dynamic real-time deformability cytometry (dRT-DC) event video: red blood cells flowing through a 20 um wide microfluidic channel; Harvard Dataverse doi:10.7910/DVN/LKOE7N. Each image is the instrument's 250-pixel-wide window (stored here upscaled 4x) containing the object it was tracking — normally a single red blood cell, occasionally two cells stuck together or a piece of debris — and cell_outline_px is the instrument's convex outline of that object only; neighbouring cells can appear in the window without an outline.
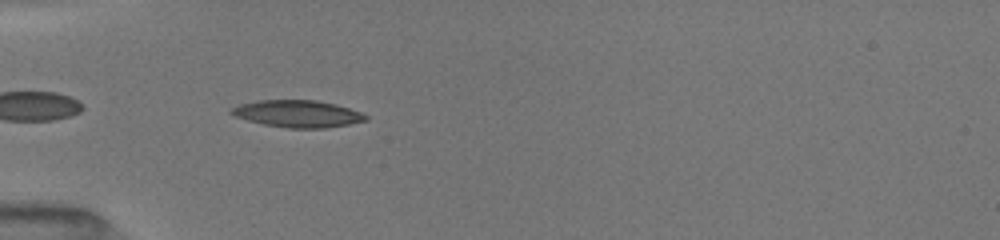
{"species": "common noctule bat (a hibernating species)", "species_latin": "Nyctalus noctula", "temperature_condition": "room temperature", "stored_images_in_passage": 5, "camera_frame_rate_fps": 3000, "um_per_image_px": 0.085, "animal": {"sex": "female", "body_mass_g": 19.5, "forearm_length_mm": 54.1}, "frame": {"image": 1, "passage_image": 4, "time_ms": 0.667, "image_size_px": [1000, 240], "cell_outline_px": [[368, 120], [348, 124], [324, 128], [288, 128], [264, 124], [248, 120], [236, 116], [228, 112], [232, 108], [240, 104], [260, 100], [316, 100], [336, 104], [360, 112], [368, 116]], "centroid_in_image_um": [25.31, 9.66], "position_along_channel_um": 59.7, "area_um2": 20.98}}